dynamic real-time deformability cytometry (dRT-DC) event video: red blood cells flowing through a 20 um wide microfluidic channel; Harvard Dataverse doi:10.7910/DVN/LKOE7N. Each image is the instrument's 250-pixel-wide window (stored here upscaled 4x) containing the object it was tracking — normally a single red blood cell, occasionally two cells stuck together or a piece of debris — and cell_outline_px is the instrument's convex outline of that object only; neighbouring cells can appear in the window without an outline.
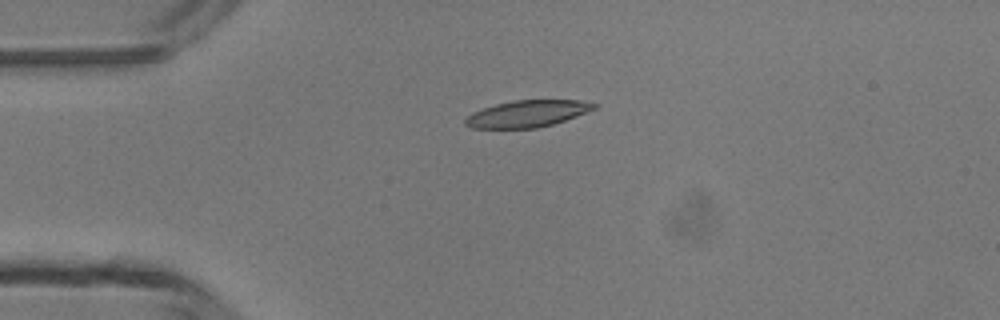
{"species": "common noctule bat (a hibernating species)", "species_latin": "Nyctalus noctula", "temperature_condition": "room temperature", "stored_images_in_passage": 4, "camera_frame_rate_fps": 3000, "um_per_image_px": 0.085, "animal": {"sex": "male", "body_mass_g": 13.3}, "frame": {"image": 1, "passage_image": 3, "time_ms": 3.333, "image_size_px": [1000, 320], "cell_outline_px": [[600, 104], [596, 108], [576, 116], [552, 124], [536, 128], [472, 128], [464, 124], [464, 120], [472, 112], [496, 104], [512, 100], [580, 100]], "centroid_in_image_um": [44.82, 9.66], "position_along_channel_um": 40.2, "area_um2": 20.0}}